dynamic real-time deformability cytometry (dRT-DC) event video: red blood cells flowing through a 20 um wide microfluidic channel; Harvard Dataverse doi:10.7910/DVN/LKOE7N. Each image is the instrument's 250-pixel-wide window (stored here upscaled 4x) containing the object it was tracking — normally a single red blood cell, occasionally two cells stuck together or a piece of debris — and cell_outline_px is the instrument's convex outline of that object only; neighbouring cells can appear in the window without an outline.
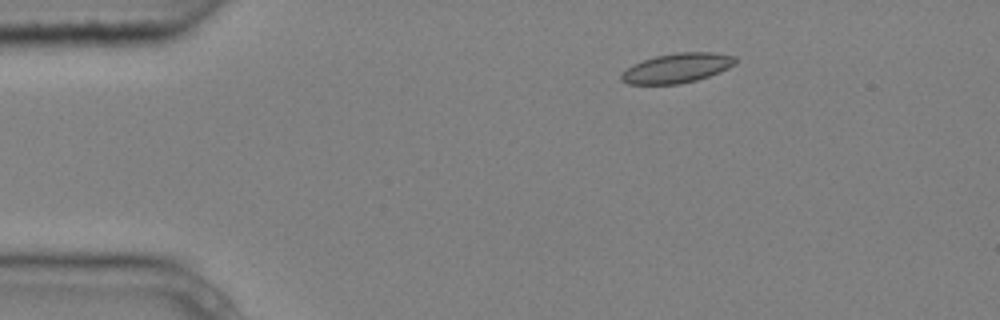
{"species": "common noctule bat (a hibernating species)", "species_latin": "Nyctalus noctula", "temperature_condition": "cold", "stored_images_in_passage": 5, "camera_frame_rate_fps": 3000, "um_per_image_px": 0.085, "animal": {"sex": "male", "body_mass_g": 20.4}, "frame": {"image": 1, "passage_image": 3, "time_ms": 0.667, "image_size_px": [1000, 320], "cell_outline_px": [[736, 64], [720, 72], [696, 80], [680, 84], [628, 84], [620, 80], [620, 76], [632, 64], [656, 56], [676, 52], [716, 52], [736, 56]], "centroid_in_image_um": [57.57, 5.78], "position_along_channel_um": 27.4, "area_um2": 19.71}}